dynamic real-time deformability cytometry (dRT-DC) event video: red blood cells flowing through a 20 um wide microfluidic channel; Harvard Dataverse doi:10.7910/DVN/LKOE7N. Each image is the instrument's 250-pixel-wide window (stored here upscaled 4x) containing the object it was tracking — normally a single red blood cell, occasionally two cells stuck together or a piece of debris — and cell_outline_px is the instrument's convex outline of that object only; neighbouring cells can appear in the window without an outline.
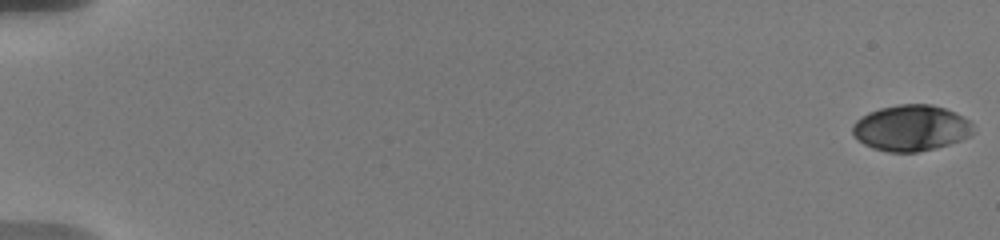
{"species": "human", "species_latin": "Homo sapiens", "temperature_condition": "warm", "stored_images_in_passage": 34, "camera_frame_rate_fps": 3000, "um_per_image_px": 0.085, "donor": {"sex": "male"}, "frame": {"image": 1, "passage_image": 1, "time_ms": 0.0, "image_size_px": [1000, 240], "cell_outline_px": [[972, 132], [968, 136], [960, 140], [948, 144], [916, 152], [888, 152], [872, 148], [864, 144], [852, 132], [852, 124], [856, 120], [868, 112], [880, 108], [900, 104], [932, 104], [956, 112], [968, 120], [972, 124]], "centroid_in_image_um": [77.41, 10.87], "position_along_channel_um": 7.6, "area_um2": 32.08}}
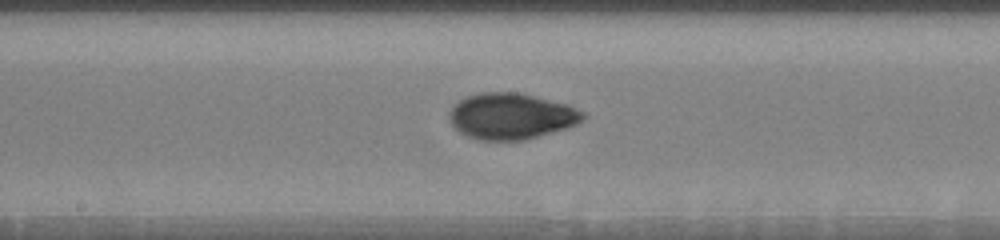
{"frame": {"image": 2, "passage_image": 15, "time_ms": 10.667, "image_size_px": [1000, 240], "cell_outline_px": [[588, 116], [576, 124], [568, 128], [524, 140], [480, 140], [464, 136], [448, 120], [448, 112], [452, 104], [464, 96], [476, 92], [520, 92], [568, 104], [584, 112]], "centroid_in_image_um": [43.42, 9.86], "position_along_channel_um": 204.8, "area_um2": 36.59}}
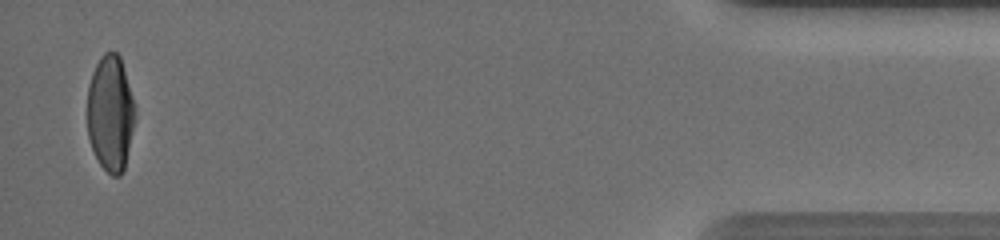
{"frame": {"image": 3, "passage_image": 33, "time_ms": 18.667, "image_size_px": [1000, 240], "cell_outline_px": [[132, 128], [124, 168], [120, 176], [112, 176], [100, 164], [92, 148], [88, 136], [88, 88], [92, 72], [100, 56], [104, 52], [116, 52], [120, 56], [132, 100]], "centroid_in_image_um": [9.33, 9.62], "position_along_channel_um": 425.9, "area_um2": 31.15}, "authors_computed_cell_mechanics": {"area_um2": 33.9575, "velocity_mm_per_s": 3.6288, "shape_relaxation_time_tau1_ms": 6.3438, "shape_relaxation_time_tau2_ms": 1.2504, "deformation_change_tau1": 0.1878, "deformation_change_tau2": 0.0417}}